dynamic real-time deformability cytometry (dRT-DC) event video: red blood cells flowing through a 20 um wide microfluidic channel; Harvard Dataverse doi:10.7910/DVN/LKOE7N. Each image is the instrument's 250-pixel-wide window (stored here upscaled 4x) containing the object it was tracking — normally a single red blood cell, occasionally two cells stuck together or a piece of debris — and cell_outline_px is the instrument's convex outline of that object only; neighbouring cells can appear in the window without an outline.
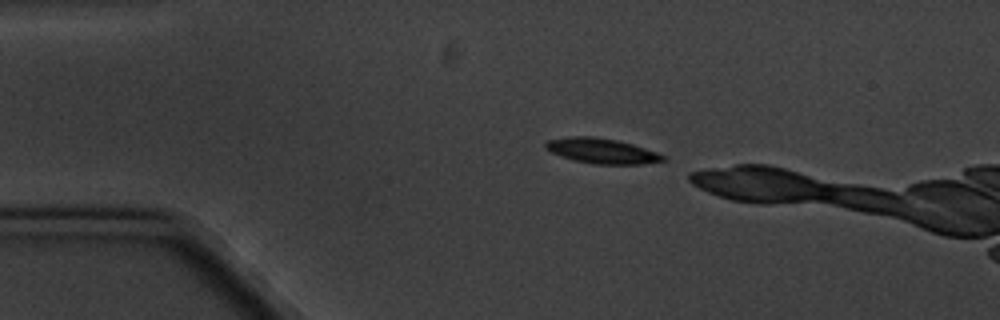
{"species": "common noctule bat (a hibernating species)", "species_latin": "Nyctalus noctula", "temperature_condition": "cold", "stored_images_in_passage": 4, "camera_frame_rate_fps": 3000, "um_per_image_px": 0.085, "animal": {"sex": "male", "body_mass_g": 20.1, "forearm_length_mm": 53.5}, "frame": {"image": 1, "passage_image": 1, "time_ms": 0.0, "image_size_px": [1000, 320], "cell_outline_px": [[668, 160], [640, 164], [592, 164], [560, 156], [544, 148], [544, 144], [548, 140], [568, 136], [592, 136], [616, 140], [632, 144], [668, 156]], "centroid_in_image_um": [51.16, 12.82], "position_along_channel_um": 33.8, "area_um2": 17.22}}